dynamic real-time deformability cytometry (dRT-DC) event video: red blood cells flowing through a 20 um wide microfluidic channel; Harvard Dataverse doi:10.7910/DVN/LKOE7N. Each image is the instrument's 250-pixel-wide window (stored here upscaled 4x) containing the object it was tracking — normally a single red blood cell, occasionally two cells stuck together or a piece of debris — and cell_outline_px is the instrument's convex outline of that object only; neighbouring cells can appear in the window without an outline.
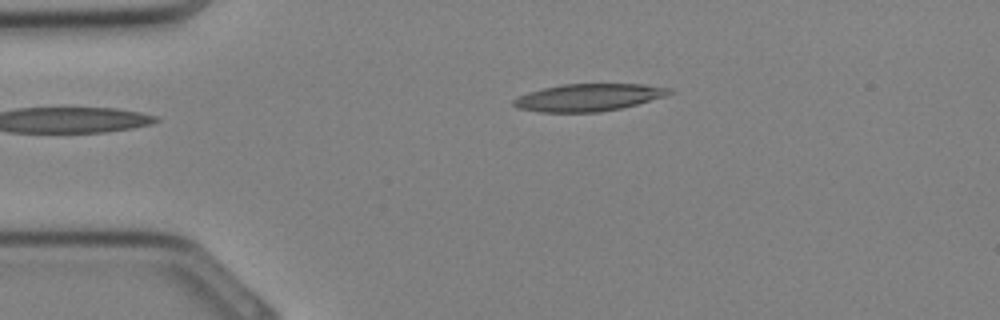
{"species": "Egyptian fruit bat (a non-hibernating species)", "species_latin": "Rousettus aegyptiacus", "temperature_condition": "cold", "stored_images_in_passage": 6, "camera_frame_rate_fps": 3000, "um_per_image_px": 0.085, "animal": {"sex": "female"}, "frame": {"image": 1, "passage_image": 1, "time_ms": 0.0, "image_size_px": [1000, 320], "cell_outline_px": [[676, 92], [664, 96], [636, 104], [620, 108], [600, 112], [540, 112], [516, 108], [512, 104], [512, 100], [528, 92], [560, 84], [644, 84], [672, 88]], "centroid_in_image_um": [50.02, 8.28], "position_along_channel_um": 35.0, "area_um2": 24.8}}
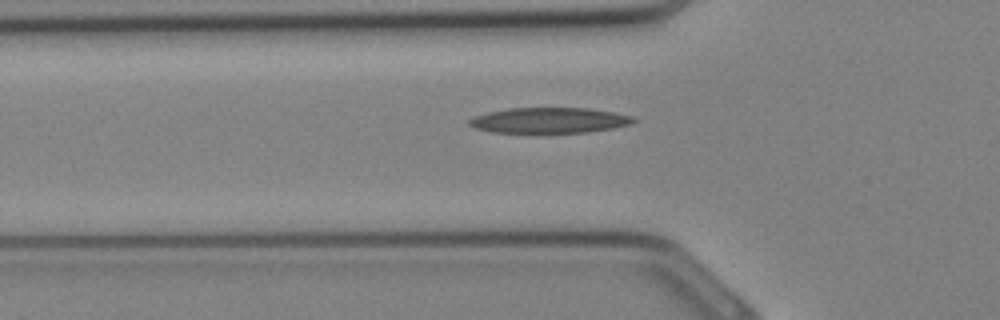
{"frame": {"image": 2, "passage_image": 5, "time_ms": 1.333, "image_size_px": [1000, 320], "cell_outline_px": [[636, 120], [632, 124], [612, 128], [588, 132], [492, 132], [476, 128], [468, 124], [468, 120], [476, 116], [488, 112], [508, 108], [588, 108], [612, 112], [632, 116]], "centroid_in_image_um": [46.7, 10.22], "position_along_channel_um": 79.1, "area_um2": 24.16}}